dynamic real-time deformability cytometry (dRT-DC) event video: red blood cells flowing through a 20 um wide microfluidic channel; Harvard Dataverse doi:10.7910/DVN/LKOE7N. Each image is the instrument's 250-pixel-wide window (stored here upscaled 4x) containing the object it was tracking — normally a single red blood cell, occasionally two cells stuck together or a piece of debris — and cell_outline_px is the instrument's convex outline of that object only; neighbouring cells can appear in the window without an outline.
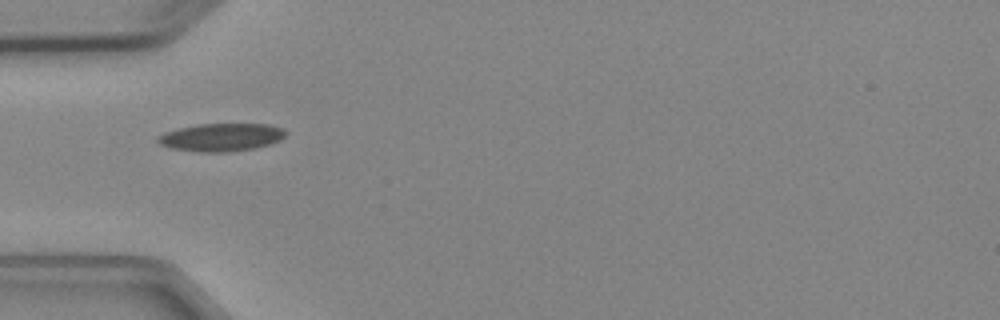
{"species": "Egyptian fruit bat (a non-hibernating species)", "species_latin": "Rousettus aegyptiacus", "temperature_condition": "cold", "stored_images_in_passage": 7, "segment_of_instrument_passage": [2, 2], "camera_frame_rate_fps": 3000, "um_per_image_px": 0.085, "animal": {"sex": "female"}, "frame": {"image": 1, "passage_image": 4, "time_ms": 4.333, "image_size_px": [1000, 320], "cell_outline_px": [[284, 136], [280, 140], [272, 144], [252, 148], [228, 152], [200, 152], [168, 148], [160, 144], [156, 140], [156, 136], [164, 132], [180, 128], [200, 124], [268, 124], [284, 128]], "centroid_in_image_um": [18.77, 11.67], "position_along_channel_um": 66.2, "area_um2": 20.81}}